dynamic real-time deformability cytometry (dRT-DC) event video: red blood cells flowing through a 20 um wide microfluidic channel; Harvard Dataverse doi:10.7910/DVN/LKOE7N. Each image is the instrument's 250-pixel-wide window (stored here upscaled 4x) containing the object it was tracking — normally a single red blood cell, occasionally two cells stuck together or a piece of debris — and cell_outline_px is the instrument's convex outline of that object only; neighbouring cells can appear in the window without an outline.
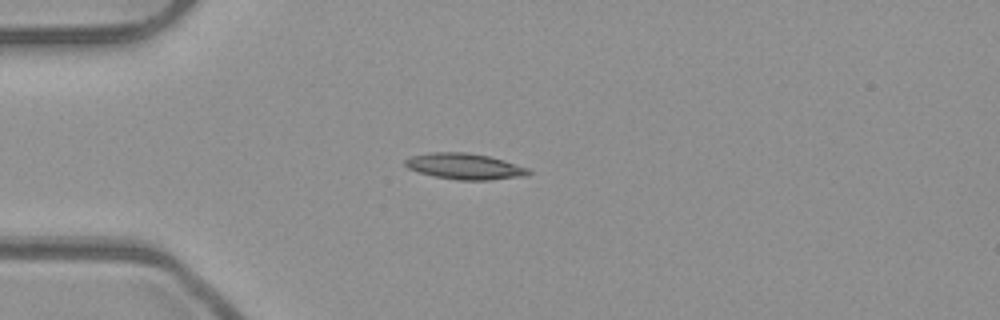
{"species": "common noctule bat (a hibernating species)", "species_latin": "Nyctalus noctula", "temperature_condition": "room temperature", "stored_images_in_passage": 39, "camera_frame_rate_fps": 3000, "um_per_image_px": 0.085, "animal": {"sex": "male", "body_mass_g": 23.1, "forearm_length_mm": 52.7}, "frame": {"image": 1, "passage_image": 1, "time_ms": 0.0, "image_size_px": [1000, 320], "cell_outline_px": [[532, 172], [528, 176], [492, 180], [460, 180], [436, 176], [416, 172], [408, 168], [404, 164], [404, 160], [412, 156], [432, 152], [468, 152], [488, 156], [504, 160], [528, 168]], "centroid_in_image_um": [39.53, 14.14], "position_along_channel_um": 45.5, "area_um2": 18.79}}
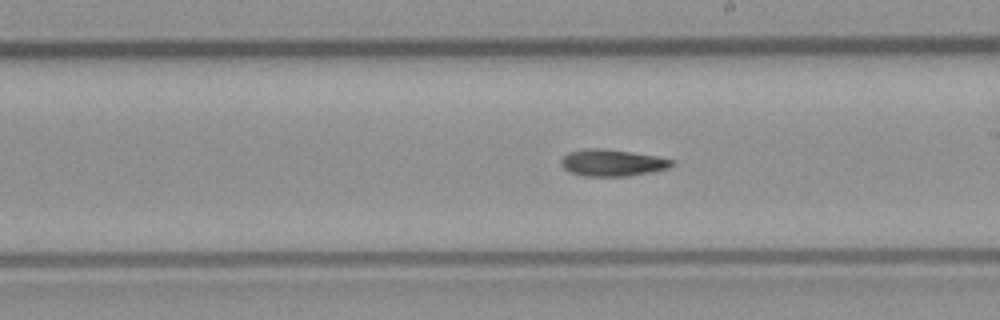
{"frame": {"image": 2, "passage_image": 17, "time_ms": 5.333, "image_size_px": [1000, 320], "cell_outline_px": [[676, 164], [668, 168], [628, 176], [584, 176], [568, 172], [560, 164], [560, 160], [568, 152], [584, 148], [604, 148], [632, 152], [656, 156], [676, 160]], "centroid_in_image_um": [52.03, 13.82], "position_along_channel_um": 237.0, "area_um2": 17.46}}
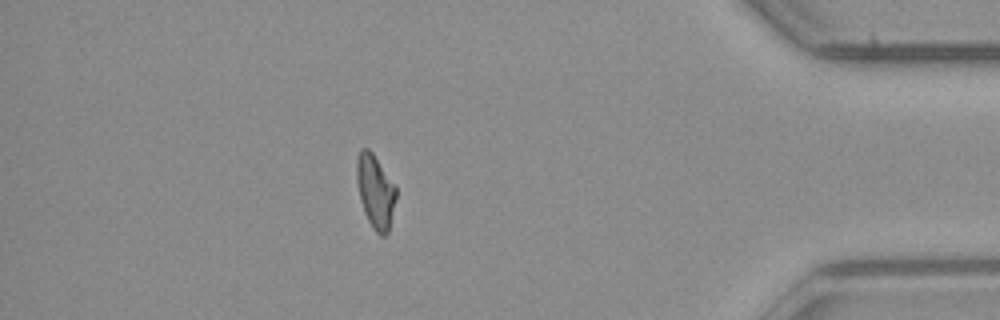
{"frame": {"image": 3, "passage_image": 33, "time_ms": 10.667, "image_size_px": [1000, 320], "cell_outline_px": [[396, 196], [388, 232], [384, 236], [380, 236], [372, 228], [364, 212], [360, 200], [356, 180], [356, 160], [360, 148], [368, 148], [372, 152], [396, 188]], "centroid_in_image_um": [31.87, 16.27], "position_along_channel_um": 403.3, "area_um2": 16.7}, "authors_computed_cell_mechanics": {"area_um2": 16.9354, "velocity_mm_per_s": 3.9546, "shape_relaxation_time_tau1_ms": null, "shape_relaxation_time_tau2_ms": 9.8931, "deformation_change_tau1": null, "deformation_change_tau2": 0.202}}